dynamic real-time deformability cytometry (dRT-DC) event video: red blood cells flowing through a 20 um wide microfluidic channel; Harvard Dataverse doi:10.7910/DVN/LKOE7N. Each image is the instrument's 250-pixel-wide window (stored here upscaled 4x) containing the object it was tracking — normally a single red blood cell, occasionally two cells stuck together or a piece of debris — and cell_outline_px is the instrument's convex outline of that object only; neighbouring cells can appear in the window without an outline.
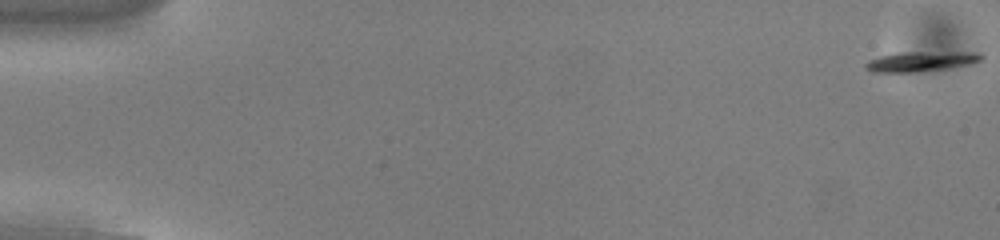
{"species": "common noctule bat (a hibernating species)", "species_latin": "Nyctalus noctula", "temperature_condition": "cold", "stored_images_in_passage": 55, "camera_frame_rate_fps": 3000, "um_per_image_px": 0.085, "animal": {"sex": "male", "body_mass_g": 13.0, "forearm_length_mm": 53.1}, "frame": {"image": 1, "passage_image": 1, "time_ms": 0.0, "image_size_px": [1000, 240], "cell_outline_px": [[984, 56], [980, 60], [972, 64], [916, 72], [872, 72], [864, 68], [864, 64], [868, 60], [880, 56], [900, 52], [980, 52]], "centroid_in_image_um": [78.26, 5.21], "position_along_channel_um": 6.7, "area_um2": 13.47}}
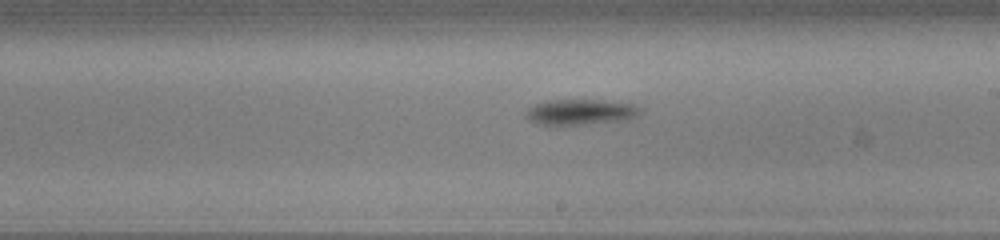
{"frame": {"image": 2, "passage_image": 32, "time_ms": 10.333, "image_size_px": [1000, 240], "cell_outline_px": [[644, 108], [636, 116], [628, 120], [588, 124], [536, 124], [524, 112], [528, 108], [536, 104], [548, 100], [596, 100], [632, 104]], "centroid_in_image_um": [49.39, 9.52], "position_along_channel_um": 239.6, "area_um2": 16.82}}
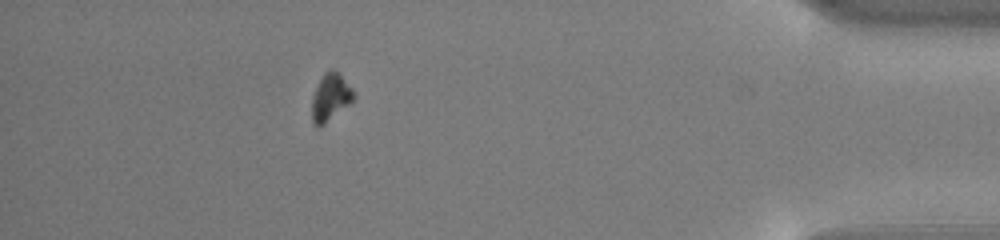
{"frame": {"image": 3, "passage_image": 49, "time_ms": 16.0, "image_size_px": [1000, 240], "cell_outline_px": [[356, 96], [348, 104], [320, 128], [316, 128], [312, 124], [312, 96], [324, 72], [332, 68], [340, 72], [352, 88]], "centroid_in_image_um": [28.08, 8.26], "position_along_channel_um": 407.1, "area_um2": 11.62}, "authors_computed_cell_mechanics": {"area_um2": 14.0454, "velocity_mm_per_s": 3.8061, "shape_relaxation_time_tau1_ms": 1.3631, "shape_relaxation_time_tau2_ms": null, "deformation_change_tau1": 0.1674, "deformation_change_tau2": null}}